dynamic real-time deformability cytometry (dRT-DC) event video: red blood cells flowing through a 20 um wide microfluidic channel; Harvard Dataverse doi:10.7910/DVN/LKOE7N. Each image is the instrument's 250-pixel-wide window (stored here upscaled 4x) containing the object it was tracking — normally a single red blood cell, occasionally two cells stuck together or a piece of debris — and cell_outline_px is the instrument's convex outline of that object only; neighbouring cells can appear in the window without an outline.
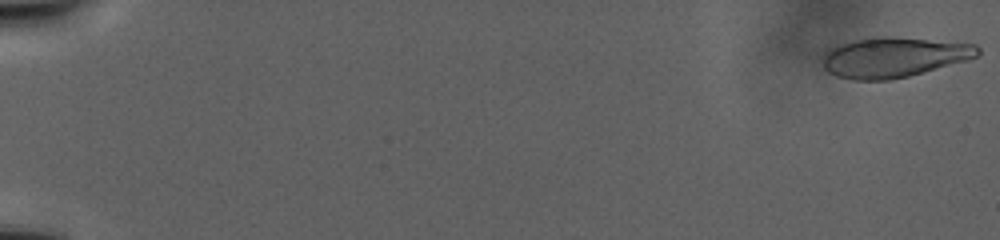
{"species": "human", "species_latin": "Homo sapiens", "temperature_condition": "warm", "stored_images_in_passage": 115, "camera_frame_rate_fps": 3000, "um_per_image_px": 0.085, "donor": {"sex": "male"}, "frame": {"image": 1, "passage_image": 1, "time_ms": 0.0, "image_size_px": [1000, 240], "cell_outline_px": [[980, 52], [976, 56], [968, 60], [908, 76], [888, 80], [852, 80], [836, 76], [828, 72], [824, 68], [820, 60], [828, 48], [852, 40], [876, 36], [888, 36], [976, 44], [980, 48]], "centroid_in_image_um": [75.92, 4.86], "position_along_channel_um": 9.1, "area_um2": 36.41}}
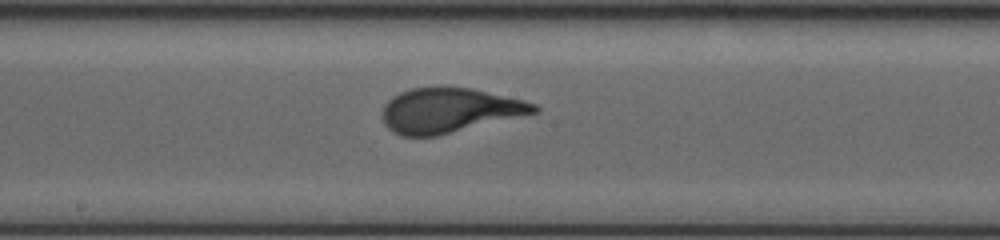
{"frame": {"image": 2, "passage_image": 65, "time_ms": 27.0, "image_size_px": [1000, 240], "cell_outline_px": [[540, 112], [436, 136], [400, 136], [392, 132], [384, 124], [384, 104], [392, 96], [400, 92], [412, 88], [440, 84], [472, 88], [524, 100], [536, 104], [540, 108]], "centroid_in_image_um": [38.2, 9.35], "position_along_channel_um": 210.0, "area_um2": 40.17}}
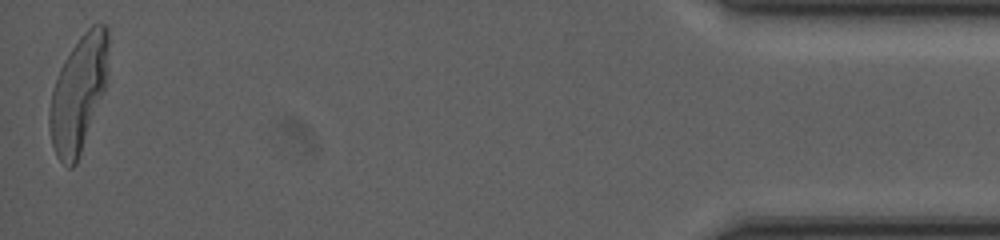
{"frame": {"image": 3, "passage_image": 115, "time_ms": 46.333, "image_size_px": [1000, 240], "cell_outline_px": [[108, 44], [104, 88], [76, 164], [72, 168], [68, 168], [56, 156], [52, 144], [48, 128], [48, 112], [52, 92], [60, 68], [64, 60], [80, 36], [92, 24], [104, 24], [108, 28]], "centroid_in_image_um": [6.62, 7.96], "position_along_channel_um": 428.6, "area_um2": 38.96}}